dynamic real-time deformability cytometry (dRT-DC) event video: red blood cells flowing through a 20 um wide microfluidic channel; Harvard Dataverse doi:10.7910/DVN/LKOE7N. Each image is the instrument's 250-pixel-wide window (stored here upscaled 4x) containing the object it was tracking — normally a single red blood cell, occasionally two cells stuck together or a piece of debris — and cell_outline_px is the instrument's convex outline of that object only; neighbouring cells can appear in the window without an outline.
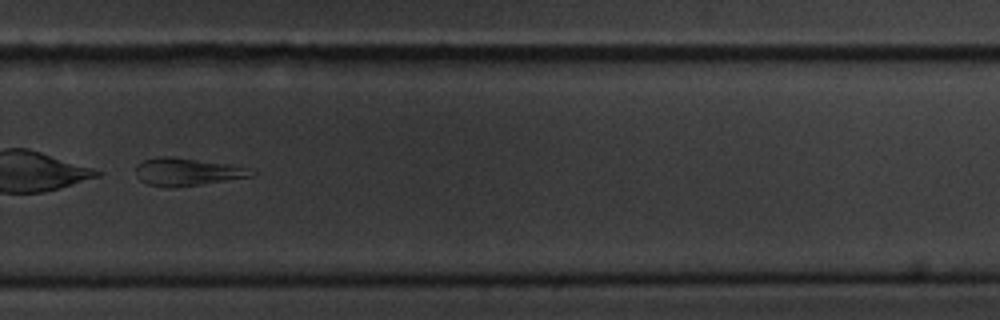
{"species": "common noctule bat (a hibernating species)", "species_latin": "Nyctalus noctula", "temperature_condition": "cold", "stored_images_in_passage": 39, "camera_frame_rate_fps": 3000, "um_per_image_px": 0.085, "animal": {"sex": "male", "body_mass_g": 20.1, "forearm_length_mm": 53.5}, "frame": {"image": 1, "passage_image": 23, "time_ms": 7.333, "image_size_px": [1000, 320], "cell_outline_px": [[256, 176], [172, 188], [168, 188], [148, 184], [140, 180], [136, 176], [136, 164], [144, 160], [156, 156], [172, 156], [232, 164], [256, 172]], "centroid_in_image_um": [15.88, 14.6], "position_along_channel_um": 313.9, "area_um2": 18.84}}